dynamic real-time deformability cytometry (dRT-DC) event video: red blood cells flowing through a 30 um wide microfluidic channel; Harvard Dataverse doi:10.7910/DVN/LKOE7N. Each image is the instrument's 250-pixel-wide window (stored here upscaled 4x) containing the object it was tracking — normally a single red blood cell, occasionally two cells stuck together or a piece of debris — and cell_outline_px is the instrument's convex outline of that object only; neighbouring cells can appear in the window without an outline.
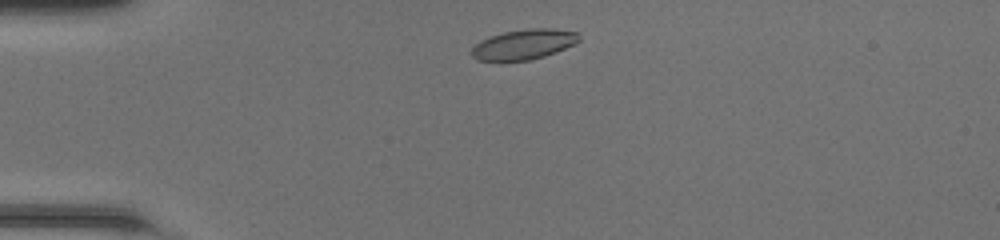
{"species": "common noctule bat (a hibernating species)", "species_latin": "Nyctalus noctula", "temperature_condition": "room temperature", "stored_images_in_passage": 40, "camera_frame_rate_fps": 3000, "um_per_image_px": 0.085, "animal": {"sex": "female", "body_mass_g": 20.0, "forearm_length_mm": 54.0}, "frame": {"image": 1, "passage_image": 3, "time_ms": 0.667, "image_size_px": [1000, 240], "cell_outline_px": [[580, 40], [576, 44], [556, 52], [544, 56], [528, 60], [476, 60], [468, 52], [480, 40], [504, 32], [528, 28], [552, 28], [576, 32], [580, 36]], "centroid_in_image_um": [44.53, 3.76], "position_along_channel_um": 40.5, "area_um2": 18.84}}
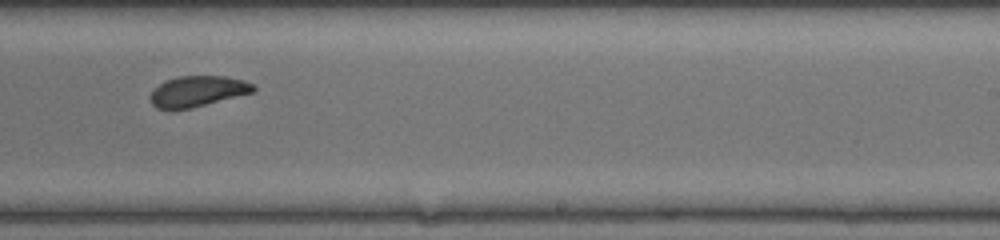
{"frame": {"image": 2, "passage_image": 22, "time_ms": 7.0, "image_size_px": [1000, 240], "cell_outline_px": [[256, 88], [252, 92], [192, 108], [156, 108], [152, 104], [152, 92], [164, 80], [180, 76], [224, 76], [244, 80], [252, 84]], "centroid_in_image_um": [16.82, 7.74], "position_along_channel_um": 272.2, "area_um2": 17.98}}
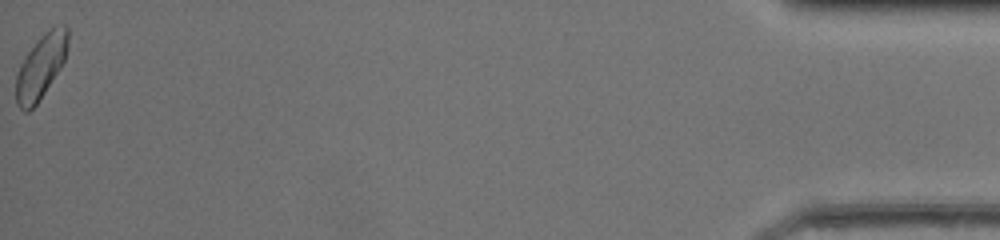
{"frame": {"image": 3, "passage_image": 40, "time_ms": 13.0, "image_size_px": [1000, 240], "cell_outline_px": [[68, 48], [64, 60], [44, 92], [36, 104], [28, 112], [24, 112], [16, 104], [16, 76], [20, 64], [28, 52], [44, 32], [56, 24], [64, 24], [68, 28]], "centroid_in_image_um": [3.47, 5.63], "position_along_channel_um": 431.7, "area_um2": 19.13}, "authors_computed_cell_mechanics": {"area_um2": 19.2474, "velocity_mm_per_s": 4.2568, "shape_relaxation_time_tau1_ms": 2.8603, "shape_relaxation_time_tau2_ms": 1.5577, "deformation_change_tau1": 0.0869, "deformation_change_tau2": 0.0476}}